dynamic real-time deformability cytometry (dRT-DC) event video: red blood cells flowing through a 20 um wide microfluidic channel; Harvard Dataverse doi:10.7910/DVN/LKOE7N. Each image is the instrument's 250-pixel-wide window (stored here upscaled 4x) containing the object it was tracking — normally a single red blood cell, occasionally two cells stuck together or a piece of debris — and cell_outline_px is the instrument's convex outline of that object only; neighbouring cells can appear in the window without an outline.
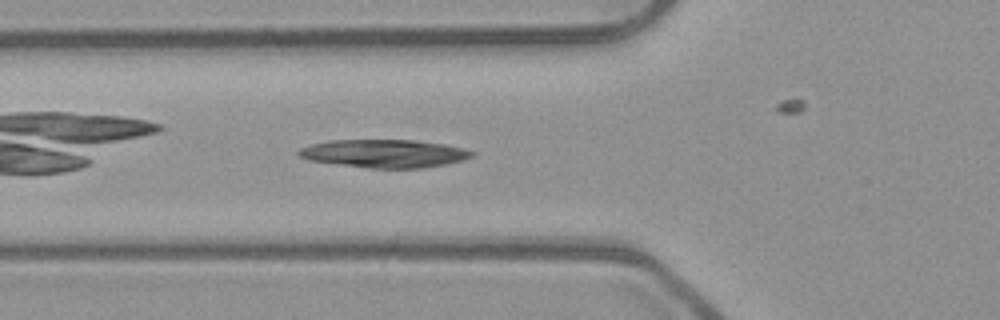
{"species": "common noctule bat (a hibernating species)", "species_latin": "Nyctalus noctula", "temperature_condition": "room temperature", "stored_images_in_passage": 39, "segment_of_instrument_passage": [1, 2], "camera_frame_rate_fps": 3000, "um_per_image_px": 0.085, "animal": {"sex": "male", "body_mass_g": 23.1, "forearm_length_mm": 52.7}, "frame": {"image": 1, "passage_image": 5, "time_ms": 1.333, "image_size_px": [1000, 320], "cell_outline_px": [[476, 156], [464, 160], [448, 164], [420, 168], [368, 168], [308, 160], [300, 156], [296, 152], [300, 148], [312, 144], [328, 140], [416, 140], [444, 144], [464, 148], [476, 152]], "centroid_in_image_um": [32.72, 13.05], "position_along_channel_um": 93.1, "area_um2": 28.55}}
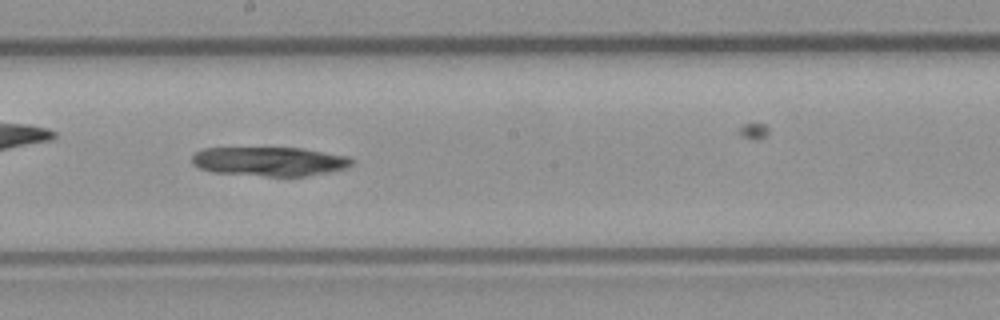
{"frame": {"image": 2, "passage_image": 15, "time_ms": 4.667, "image_size_px": [1000, 320], "cell_outline_px": [[356, 160], [348, 168], [308, 176], [264, 176], [212, 172], [200, 168], [192, 164], [192, 156], [196, 152], [204, 148], [300, 148], [348, 156]], "centroid_in_image_um": [22.94, 13.72], "position_along_channel_um": 225.3, "area_um2": 27.22}}
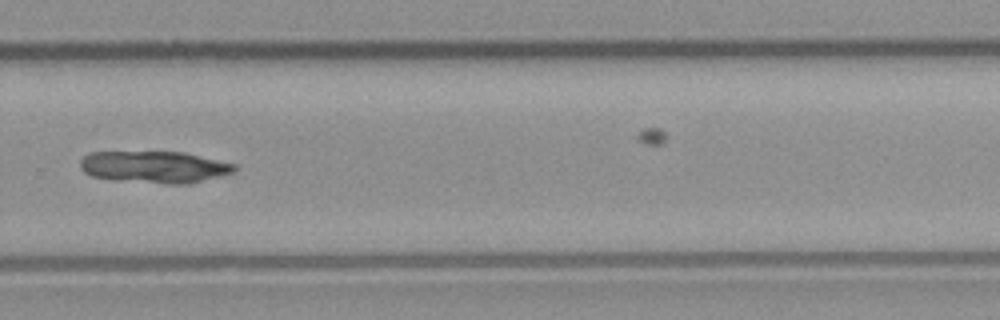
{"frame": {"image": 3, "passage_image": 22, "time_ms": 7.0, "image_size_px": [1000, 320], "cell_outline_px": [[236, 172], [188, 184], [168, 184], [112, 180], [92, 176], [84, 172], [80, 168], [80, 160], [88, 152], [184, 152], [236, 164]], "centroid_in_image_um": [13.12, 14.2], "position_along_channel_um": 316.7, "area_um2": 28.84}}